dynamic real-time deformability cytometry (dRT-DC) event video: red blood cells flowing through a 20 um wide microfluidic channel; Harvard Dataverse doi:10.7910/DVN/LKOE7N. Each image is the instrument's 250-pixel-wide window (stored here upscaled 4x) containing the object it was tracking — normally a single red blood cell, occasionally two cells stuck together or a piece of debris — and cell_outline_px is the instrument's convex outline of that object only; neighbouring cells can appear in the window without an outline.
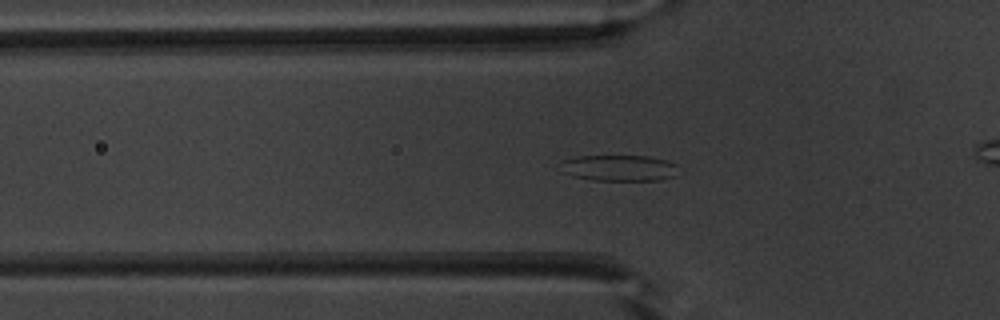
{"species": "common noctule bat (a hibernating species)", "species_latin": "Nyctalus noctula", "temperature_condition": "warm", "stored_images_in_passage": 53, "camera_frame_rate_fps": 3000, "um_per_image_px": 0.085, "animal": {"sex": "male", "body_mass_g": 20.1, "forearm_length_mm": 53.5}, "frame": {"image": 1, "passage_image": 18, "time_ms": 5.667, "image_size_px": [1000, 320], "cell_outline_px": [[676, 176], [660, 180], [596, 180], [572, 176], [564, 172], [564, 160], [580, 156], [648, 156], [664, 160], [676, 164]], "centroid_in_image_um": [52.68, 14.28], "position_along_channel_um": 73.1, "area_um2": 17.51}}
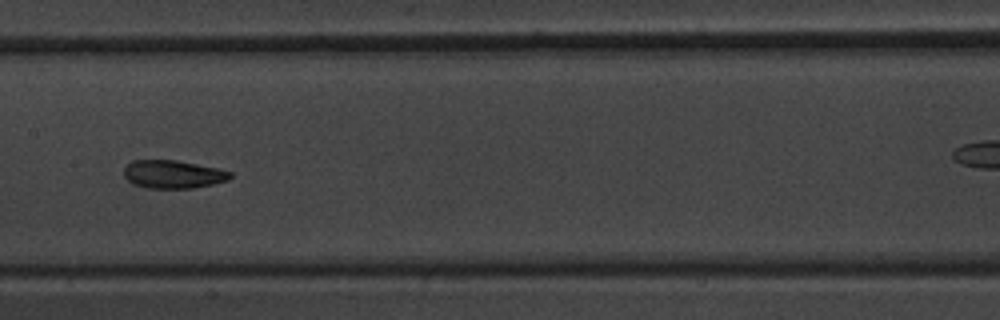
{"frame": {"image": 2, "passage_image": 27, "time_ms": 8.667, "image_size_px": [1000, 320], "cell_outline_px": [[232, 176], [228, 180], [212, 184], [192, 188], [148, 188], [132, 184], [124, 176], [124, 168], [132, 160], [176, 160], [216, 168], [232, 172]], "centroid_in_image_um": [14.69, 14.81], "position_along_channel_um": 192.7, "area_um2": 17.34}}
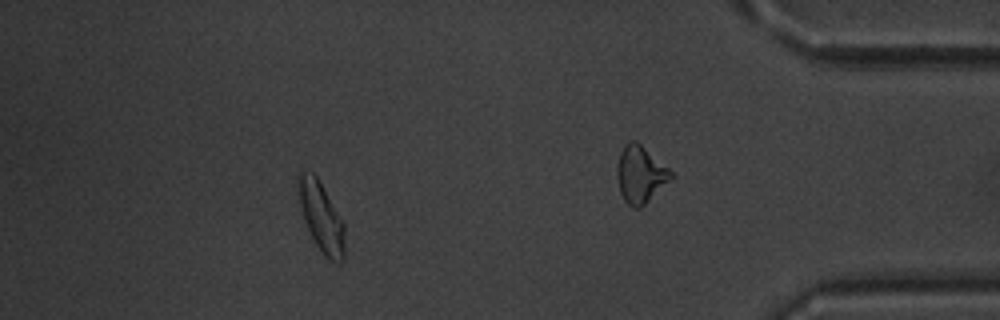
{"frame": {"image": 3, "passage_image": 47, "time_ms": 15.333, "image_size_px": [1000, 320], "cell_outline_px": [[344, 260], [340, 264], [328, 260], [324, 256], [316, 244], [304, 220], [300, 204], [296, 180], [296, 176], [300, 172], [312, 172], [316, 176], [344, 220]], "centroid_in_image_um": [27.32, 18.45], "position_along_channel_um": 407.9, "area_um2": 18.96}, "authors_computed_cell_mechanics": {"area_um2": 18.3226, "velocity_mm_per_s": 3.9514, "shape_relaxation_time_tau1_ms": 4.6125, "shape_relaxation_time_tau2_ms": 3.3355, "deformation_change_tau1": 0.1398, "deformation_change_tau2": 0.0812}}